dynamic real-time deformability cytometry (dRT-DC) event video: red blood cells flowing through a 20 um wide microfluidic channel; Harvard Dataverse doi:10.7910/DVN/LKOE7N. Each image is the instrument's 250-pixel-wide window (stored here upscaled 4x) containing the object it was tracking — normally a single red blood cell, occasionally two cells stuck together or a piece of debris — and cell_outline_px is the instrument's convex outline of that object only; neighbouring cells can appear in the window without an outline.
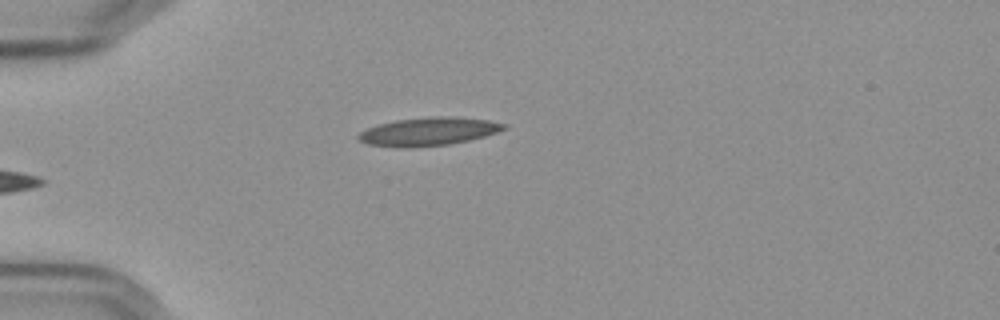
{"species": "Egyptian fruit bat (a non-hibernating species)", "species_latin": "Rousettus aegyptiacus", "temperature_condition": "cold", "stored_images_in_passage": 38, "camera_frame_rate_fps": 3000, "um_per_image_px": 0.085, "frame": {"image": 1, "passage_image": 1, "time_ms": 0.0, "image_size_px": [1000, 320], "cell_outline_px": [[508, 128], [484, 136], [468, 140], [448, 144], [412, 148], [396, 148], [368, 144], [360, 140], [356, 136], [360, 132], [368, 128], [380, 124], [396, 120], [432, 116], [448, 116], [488, 120], [508, 124]], "centroid_in_image_um": [36.42, 11.18], "position_along_channel_um": 48.6, "area_um2": 23.93}}
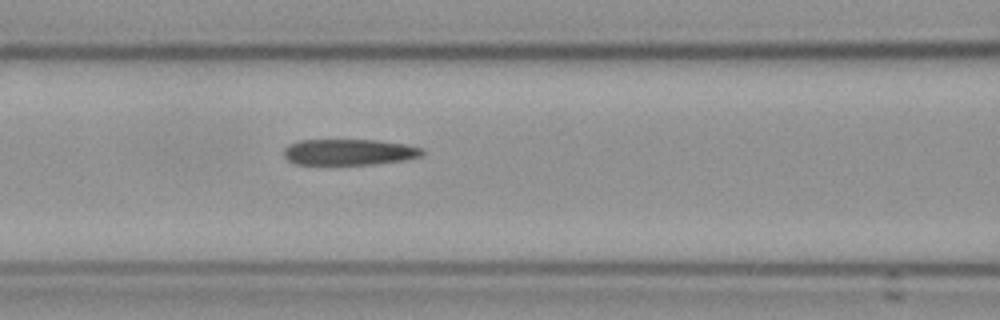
{"frame": {"image": 2, "passage_image": 10, "time_ms": 3.0, "image_size_px": [1000, 320], "cell_outline_px": [[424, 152], [420, 156], [404, 160], [372, 164], [296, 164], [288, 160], [284, 156], [284, 148], [288, 144], [300, 140], [376, 140], [404, 144], [424, 148]], "centroid_in_image_um": [29.66, 12.92], "position_along_channel_um": 136.9, "area_um2": 20.92}}
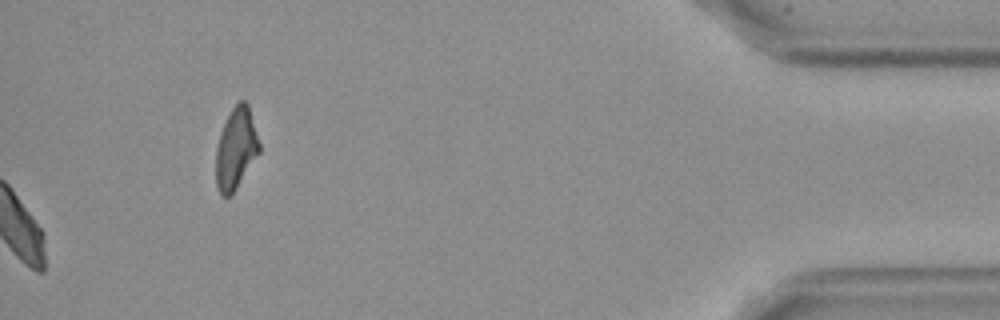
{"frame": {"image": 3, "passage_image": 38, "time_ms": 12.333, "image_size_px": [1000, 320], "cell_outline_px": [[260, 152], [236, 188], [228, 196], [220, 196], [216, 184], [216, 148], [220, 132], [232, 108], [240, 100], [244, 100], [248, 104], [260, 144]], "centroid_in_image_um": [20.05, 12.63], "position_along_channel_um": 415.2, "area_um2": 20.35}, "authors_computed_cell_mechanics": {"area_um2": 22.0796, "velocity_mm_per_s": 3.5951, "shape_relaxation_time_tau1_ms": null, "shape_relaxation_time_tau2_ms": 2.3833, "deformation_change_tau1": null, "deformation_change_tau2": 0.1252}}